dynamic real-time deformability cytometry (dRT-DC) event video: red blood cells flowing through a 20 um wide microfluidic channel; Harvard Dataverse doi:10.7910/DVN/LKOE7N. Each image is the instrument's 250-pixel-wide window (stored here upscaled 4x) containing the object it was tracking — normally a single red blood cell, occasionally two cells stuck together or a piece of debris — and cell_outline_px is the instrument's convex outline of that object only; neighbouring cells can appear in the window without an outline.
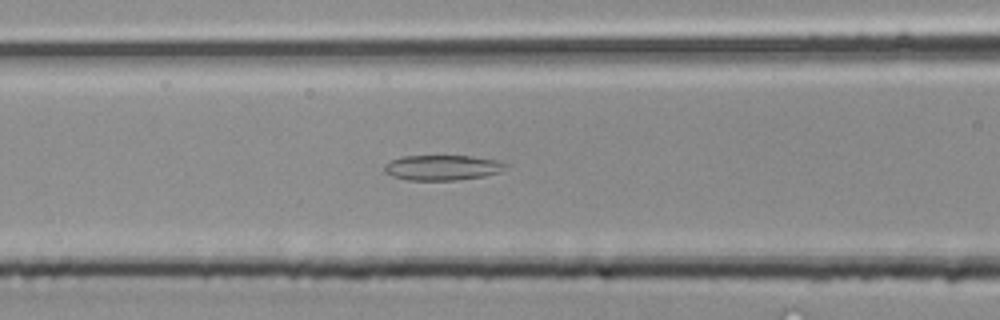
{"species": "common noctule bat (a hibernating species)", "species_latin": "Nyctalus noctula", "temperature_condition": "room temperature", "stored_images_in_passage": 31, "camera_frame_rate_fps": 3000, "um_per_image_px": 0.085, "animal": {"sex": "male", "body_mass_g": 20.4}, "frame": {"image": 1, "passage_image": 8, "time_ms": 2.333, "image_size_px": [1000, 320], "cell_outline_px": [[512, 164], [500, 172], [484, 176], [456, 180], [408, 180], [392, 176], [384, 172], [384, 164], [392, 160], [404, 156], [472, 156], [496, 160]], "centroid_in_image_um": [37.64, 14.25], "position_along_channel_um": 129.0, "area_um2": 17.92}}
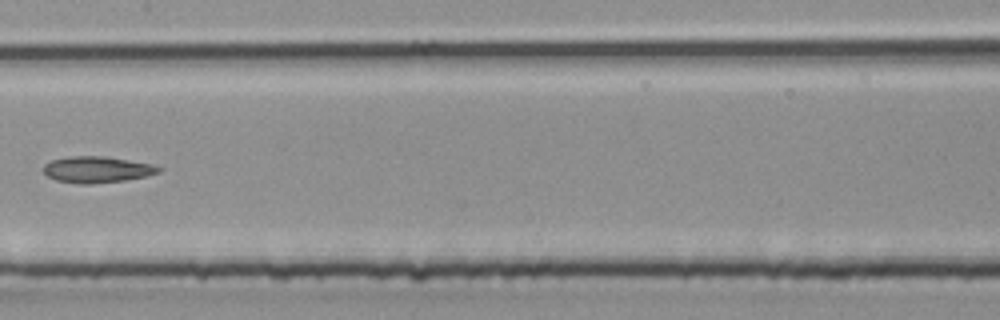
{"frame": {"image": 2, "passage_image": 12, "time_ms": 3.667, "image_size_px": [1000, 320], "cell_outline_px": [[164, 168], [160, 172], [144, 176], [124, 180], [92, 184], [80, 184], [56, 180], [48, 176], [44, 172], [44, 164], [52, 160], [72, 156], [104, 156], [152, 164]], "centroid_in_image_um": [8.25, 14.41], "position_along_channel_um": 199.1, "area_um2": 17.51}}
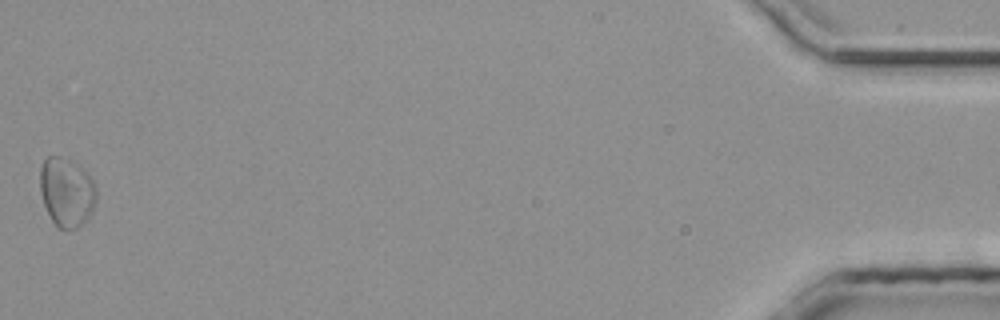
{"frame": {"image": 3, "passage_image": 31, "time_ms": 10.0, "image_size_px": [1000, 320], "cell_outline_px": [[96, 200], [92, 212], [88, 220], [84, 224], [76, 228], [60, 228], [52, 220], [44, 204], [40, 192], [40, 168], [44, 160], [48, 156], [60, 156], [76, 164], [92, 180], [96, 188]], "centroid_in_image_um": [5.66, 16.34], "position_along_channel_um": 429.5, "area_um2": 22.43}}